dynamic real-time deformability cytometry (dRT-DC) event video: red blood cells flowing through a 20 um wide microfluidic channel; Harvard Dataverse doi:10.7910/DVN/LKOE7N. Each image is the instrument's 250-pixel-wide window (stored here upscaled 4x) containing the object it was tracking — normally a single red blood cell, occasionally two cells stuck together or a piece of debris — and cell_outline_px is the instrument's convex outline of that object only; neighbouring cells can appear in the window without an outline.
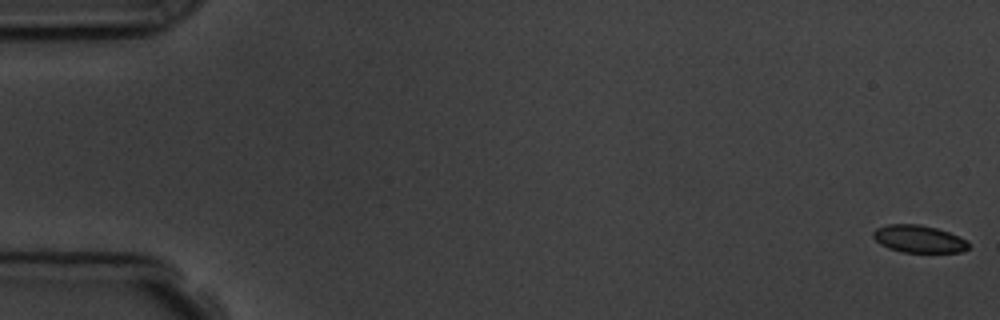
{"species": "common noctule bat (a hibernating species)", "species_latin": "Nyctalus noctula", "temperature_condition": "room temperature", "stored_images_in_passage": 6, "camera_frame_rate_fps": 3000, "um_per_image_px": 0.085, "animal": {"sex": "male", "body_mass_g": 19.5, "forearm_length_mm": 54.6}, "frame": {"image": 1, "passage_image": 1, "time_ms": 0.0, "image_size_px": [1000, 320], "cell_outline_px": [[968, 248], [964, 252], [900, 252], [888, 248], [880, 244], [872, 236], [872, 232], [876, 228], [888, 224], [920, 224], [936, 228], [948, 232], [968, 240]], "centroid_in_image_um": [78.08, 20.31], "position_along_channel_um": 6.9, "area_um2": 15.32}}
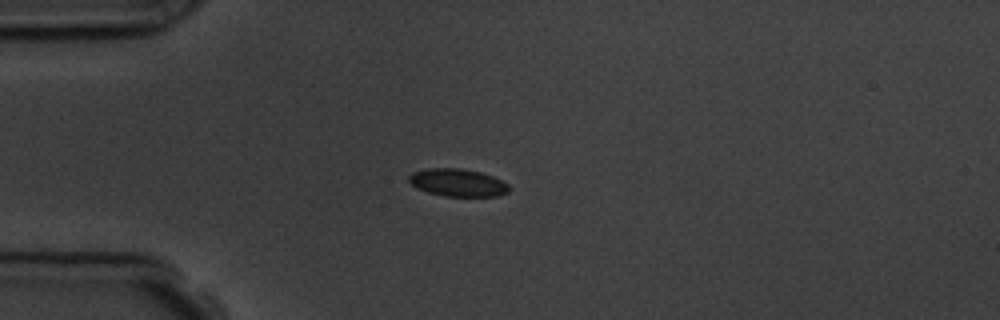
{"frame": {"image": 2, "passage_image": 5, "time_ms": 4.667, "image_size_px": [1000, 320], "cell_outline_px": [[508, 192], [496, 196], [444, 196], [428, 192], [416, 188], [408, 180], [408, 176], [412, 172], [428, 168], [460, 168], [480, 172], [492, 176], [508, 184]], "centroid_in_image_um": [38.87, 15.52], "position_along_channel_um": 46.1, "area_um2": 16.01}}